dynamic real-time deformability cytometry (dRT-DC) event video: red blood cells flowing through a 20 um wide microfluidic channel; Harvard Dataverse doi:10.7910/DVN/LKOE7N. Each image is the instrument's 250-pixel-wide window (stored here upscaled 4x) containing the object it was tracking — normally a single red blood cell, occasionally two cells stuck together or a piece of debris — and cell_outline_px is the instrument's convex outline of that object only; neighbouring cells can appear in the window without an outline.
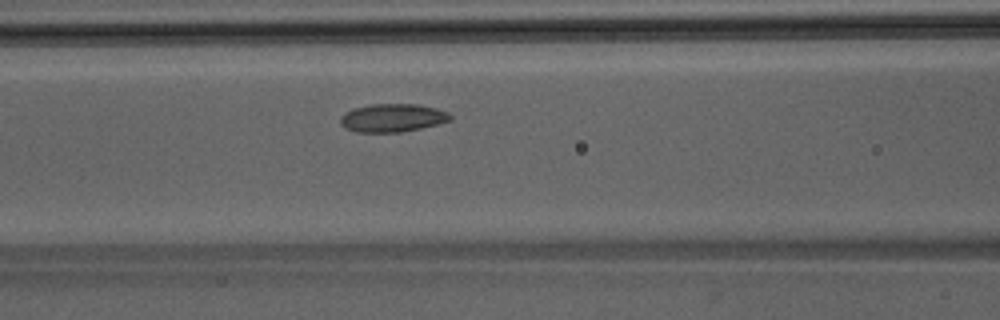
{"species": "Egyptian fruit bat (a non-hibernating species)", "species_latin": "Rousettus aegyptiacus", "temperature_condition": "room temperature", "stored_images_in_passage": 39, "camera_frame_rate_fps": 3000, "um_per_image_px": 0.085, "animal": {"sex": "male"}, "frame": {"image": 1, "passage_image": 11, "time_ms": 3.333, "image_size_px": [1000, 320], "cell_outline_px": [[452, 120], [420, 128], [400, 132], [356, 132], [344, 128], [340, 124], [340, 116], [344, 112], [352, 108], [372, 104], [416, 104], [436, 108], [448, 112], [452, 116]], "centroid_in_image_um": [33.32, 10.01], "position_along_channel_um": 133.3, "area_um2": 18.15}}
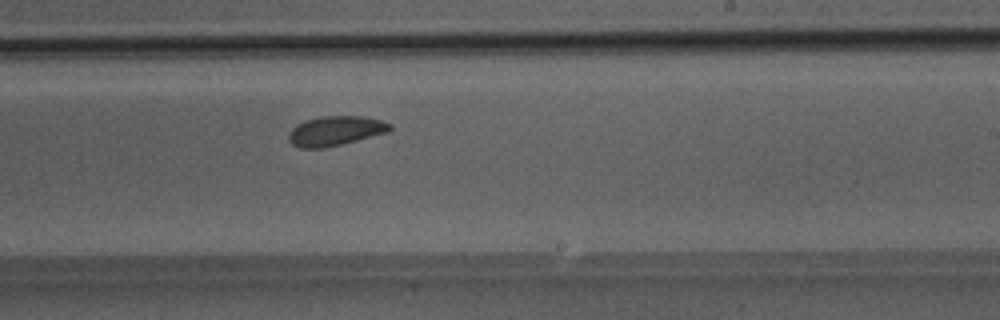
{"frame": {"image": 2, "passage_image": 20, "time_ms": 6.333, "image_size_px": [1000, 320], "cell_outline_px": [[392, 128], [388, 132], [324, 148], [300, 148], [292, 144], [288, 140], [288, 132], [296, 124], [304, 120], [320, 116], [364, 116], [380, 120], [392, 124]], "centroid_in_image_um": [28.47, 11.11], "position_along_channel_um": 260.5, "area_um2": 17.51}}
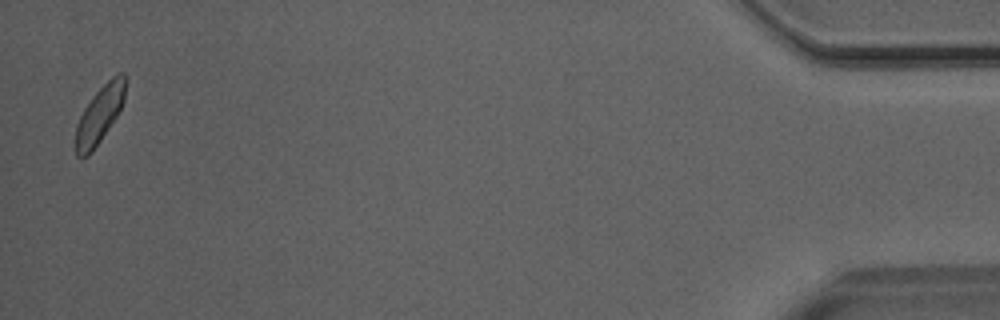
{"frame": {"image": 3, "passage_image": 38, "time_ms": 12.333, "image_size_px": [1000, 320], "cell_outline_px": [[128, 76], [124, 100], [116, 116], [92, 152], [88, 156], [76, 156], [76, 124], [84, 108], [92, 96], [116, 72], [124, 72]], "centroid_in_image_um": [8.5, 9.66], "position_along_channel_um": 426.7, "area_um2": 16.53}}